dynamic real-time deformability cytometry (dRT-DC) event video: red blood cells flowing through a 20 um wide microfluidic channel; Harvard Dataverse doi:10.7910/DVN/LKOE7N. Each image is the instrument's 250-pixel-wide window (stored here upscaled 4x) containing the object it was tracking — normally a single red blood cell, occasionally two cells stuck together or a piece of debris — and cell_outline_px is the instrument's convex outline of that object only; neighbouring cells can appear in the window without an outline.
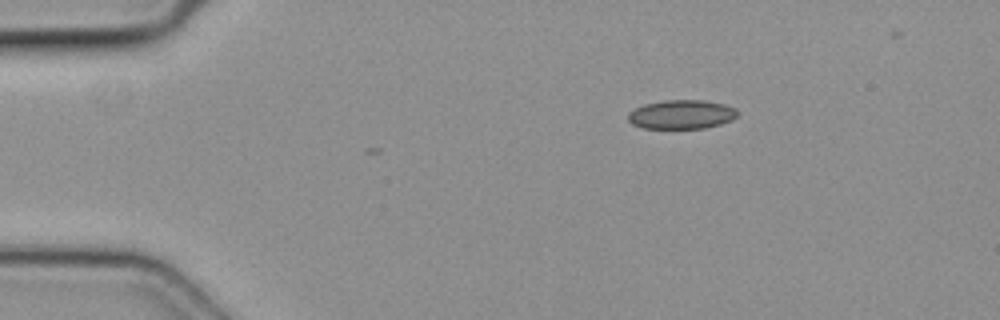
{"species": "common noctule bat (a hibernating species)", "species_latin": "Nyctalus noctula", "temperature_condition": "cold", "stored_images_in_passage": 5, "segment_of_instrument_passage": [2, 2], "camera_frame_rate_fps": 3000, "um_per_image_px": 0.085, "animal": {"sex": "female", "body_mass_g": 19.3, "forearm_length_mm": 54.1}, "frame": {"image": 1, "passage_image": 5, "time_ms": 1.333, "image_size_px": [1000, 320], "cell_outline_px": [[736, 116], [732, 120], [720, 124], [704, 128], [644, 128], [632, 124], [628, 120], [628, 112], [644, 104], [664, 100], [704, 100], [724, 104], [736, 108]], "centroid_in_image_um": [57.92, 9.72], "position_along_channel_um": 27.1, "area_um2": 18.44}}